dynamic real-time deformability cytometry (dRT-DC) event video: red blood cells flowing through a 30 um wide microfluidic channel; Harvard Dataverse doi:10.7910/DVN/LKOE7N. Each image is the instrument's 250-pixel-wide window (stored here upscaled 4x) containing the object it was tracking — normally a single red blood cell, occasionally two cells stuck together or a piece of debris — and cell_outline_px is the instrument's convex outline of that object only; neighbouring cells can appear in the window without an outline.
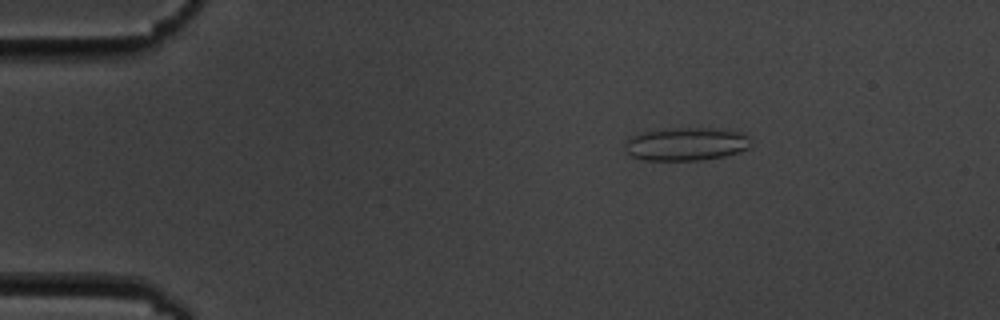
{"species": "common noctule bat (a hibernating species)", "species_latin": "Nyctalus noctula", "temperature_condition": "cold", "stored_images_in_passage": 6, "camera_frame_rate_fps": 3000, "um_per_image_px": 0.085, "animal": {"sex": "male", "body_mass_g": 19.5, "forearm_length_mm": 54.6}, "frame": {"image": 1, "passage_image": 3, "time_ms": 2.333, "image_size_px": [1000, 320], "cell_outline_px": [[748, 148], [724, 156], [700, 160], [644, 160], [628, 156], [624, 152], [624, 144], [628, 136], [640, 132], [664, 128], [716, 128], [740, 132], [748, 136]], "centroid_in_image_um": [58.19, 12.23], "position_along_channel_um": 26.8, "area_um2": 24.62}}